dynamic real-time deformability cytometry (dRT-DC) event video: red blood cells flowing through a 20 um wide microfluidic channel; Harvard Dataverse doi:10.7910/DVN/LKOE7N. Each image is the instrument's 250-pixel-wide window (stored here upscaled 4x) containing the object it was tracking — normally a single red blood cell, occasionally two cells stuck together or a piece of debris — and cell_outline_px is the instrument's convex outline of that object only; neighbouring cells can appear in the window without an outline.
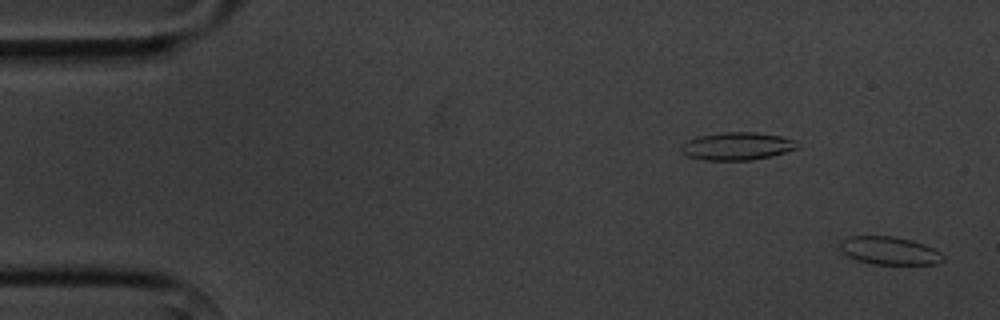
{"species": "common noctule bat (a hibernating species)", "species_latin": "Nyctalus noctula", "temperature_condition": "cold", "stored_images_in_passage": 2, "camera_frame_rate_fps": 3000, "um_per_image_px": 0.085, "animal": {"sex": "male", "body_mass_g": 20.1, "forearm_length_mm": 53.5}, "frame": {"image": 1, "passage_image": 2, "time_ms": 1.333, "image_size_px": [1000, 320], "cell_outline_px": [[944, 260], [936, 264], [872, 264], [856, 260], [840, 252], [840, 244], [848, 236], [892, 236], [912, 240], [924, 244], [940, 252], [944, 256]], "centroid_in_image_um": [75.59, 21.31], "position_along_channel_um": 9.4, "area_um2": 16.82}}